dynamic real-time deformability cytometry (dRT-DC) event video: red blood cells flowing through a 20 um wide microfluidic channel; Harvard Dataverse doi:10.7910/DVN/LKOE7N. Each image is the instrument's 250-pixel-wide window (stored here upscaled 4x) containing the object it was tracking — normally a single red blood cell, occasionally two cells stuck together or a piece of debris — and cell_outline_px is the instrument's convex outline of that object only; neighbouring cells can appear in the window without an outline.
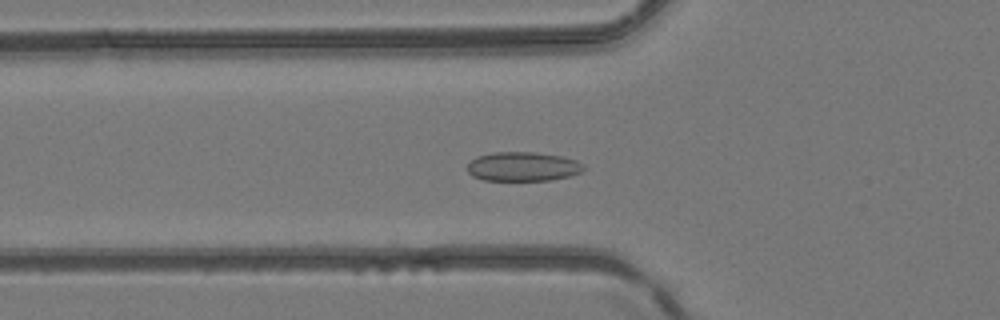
{"species": "common noctule bat (a hibernating species)", "species_latin": "Nyctalus noctula", "temperature_condition": "room temperature", "stored_images_in_passage": 44, "camera_frame_rate_fps": 3000, "um_per_image_px": 0.085, "animal": {"sex": "female", "body_mass_g": 24.6, "forearm_length_mm": 56.2}, "frame": {"image": 1, "passage_image": 13, "time_ms": 4.0, "image_size_px": [1000, 320], "cell_outline_px": [[584, 168], [580, 172], [568, 176], [548, 180], [484, 180], [472, 176], [468, 172], [468, 164], [476, 156], [496, 152], [536, 152], [560, 156], [576, 160], [584, 164]], "centroid_in_image_um": [44.43, 14.15], "position_along_channel_um": 81.4, "area_um2": 19.65}}
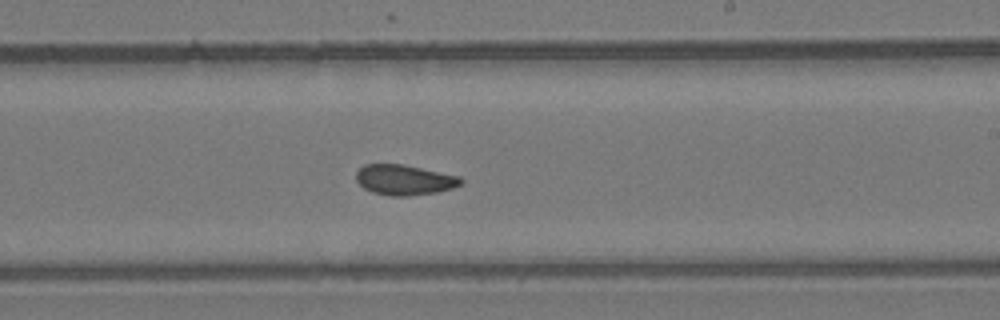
{"frame": {"image": 2, "passage_image": 25, "time_ms": 8.0, "image_size_px": [1000, 320], "cell_outline_px": [[464, 184], [452, 188], [436, 192], [408, 196], [388, 196], [372, 192], [364, 188], [356, 180], [356, 172], [364, 164], [404, 164], [460, 176], [464, 180]], "centroid_in_image_um": [34.39, 15.29], "position_along_channel_um": 254.6, "area_um2": 18.67}}
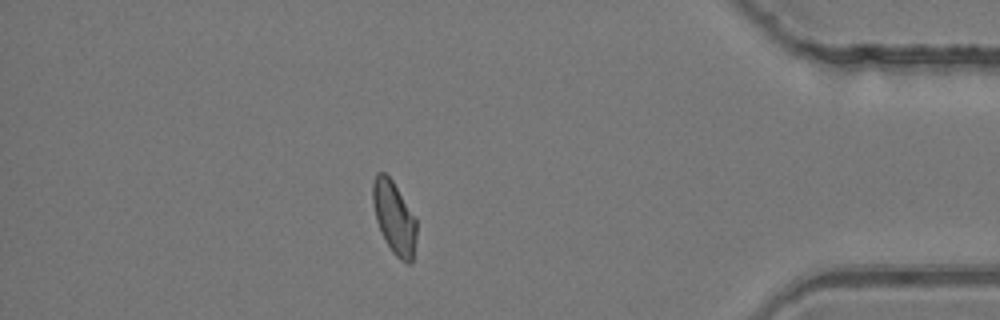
{"frame": {"image": 3, "passage_image": 38, "time_ms": 12.333, "image_size_px": [1000, 320], "cell_outline_px": [[416, 240], [412, 260], [408, 264], [400, 260], [392, 252], [376, 220], [372, 204], [372, 184], [376, 172], [384, 172], [392, 180], [416, 220]], "centroid_in_image_um": [33.48, 18.49], "position_along_channel_um": 401.7, "area_um2": 18.21}}